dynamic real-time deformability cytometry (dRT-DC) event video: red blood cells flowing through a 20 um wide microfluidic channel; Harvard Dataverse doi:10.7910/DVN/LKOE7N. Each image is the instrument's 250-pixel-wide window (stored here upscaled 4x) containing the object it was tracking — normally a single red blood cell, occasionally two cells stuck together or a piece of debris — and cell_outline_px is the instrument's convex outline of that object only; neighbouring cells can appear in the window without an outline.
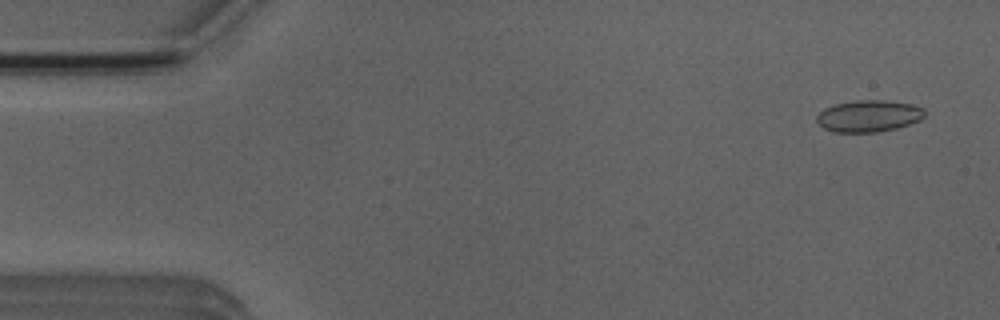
{"species": "Egyptian fruit bat (a non-hibernating species)", "species_latin": "Rousettus aegyptiacus", "temperature_condition": "room temperature", "stored_images_in_passage": 2, "camera_frame_rate_fps": 3000, "um_per_image_px": 0.085, "animal": {"sex": "male"}, "frame": {"image": 1, "passage_image": 2, "time_ms": 1.333, "image_size_px": [1000, 320], "cell_outline_px": [[924, 116], [920, 120], [896, 128], [876, 132], [832, 132], [824, 128], [816, 120], [816, 116], [824, 108], [832, 104], [856, 100], [884, 100], [912, 104], [924, 108]], "centroid_in_image_um": [73.81, 9.85], "position_along_channel_um": 11.2, "area_um2": 20.0}}